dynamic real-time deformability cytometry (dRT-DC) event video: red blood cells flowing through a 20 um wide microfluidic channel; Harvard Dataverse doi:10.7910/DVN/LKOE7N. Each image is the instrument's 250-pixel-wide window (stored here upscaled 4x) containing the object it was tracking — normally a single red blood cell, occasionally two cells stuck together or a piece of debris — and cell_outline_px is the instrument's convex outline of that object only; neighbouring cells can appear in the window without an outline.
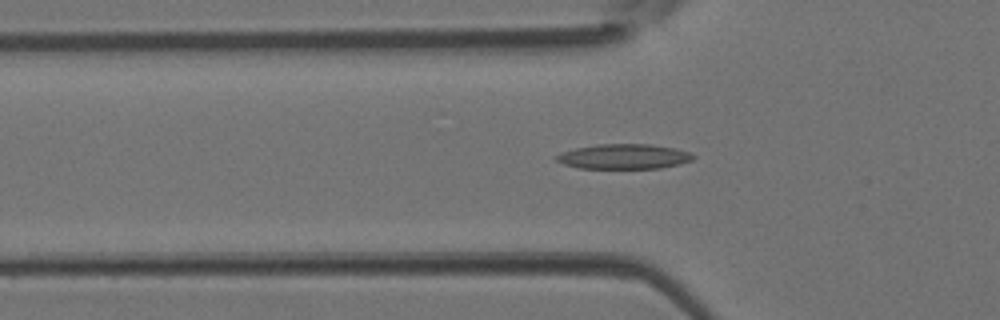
{"species": "Egyptian fruit bat (a non-hibernating species)", "species_latin": "Rousettus aegyptiacus", "temperature_condition": "room temperature", "stored_images_in_passage": 25, "camera_frame_rate_fps": 3000, "um_per_image_px": 0.085, "animal": {"sex": "female"}, "frame": {"image": 1, "passage_image": 11, "time_ms": 3.333, "image_size_px": [1000, 320], "cell_outline_px": [[696, 156], [692, 160], [680, 164], [660, 168], [576, 168], [564, 164], [556, 160], [556, 156], [560, 152], [576, 148], [596, 144], [652, 144], [676, 148], [688, 152]], "centroid_in_image_um": [53.03, 13.3], "position_along_channel_um": 72.8, "area_um2": 19.94}}
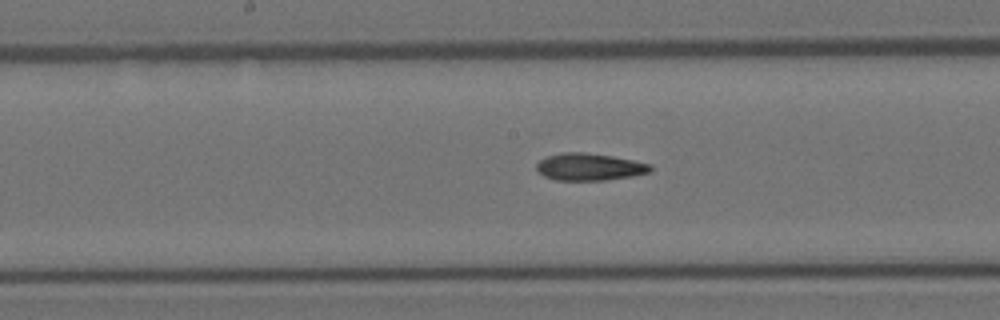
{"frame": {"image": 2, "passage_image": 19, "time_ms": 6.0, "image_size_px": [1000, 320], "cell_outline_px": [[652, 172], [632, 176], [604, 180], [556, 180], [544, 176], [536, 172], [536, 164], [540, 160], [548, 156], [564, 152], [584, 152], [612, 156], [652, 164]], "centroid_in_image_um": [50.1, 14.19], "position_along_channel_um": 198.1, "area_um2": 18.09}}
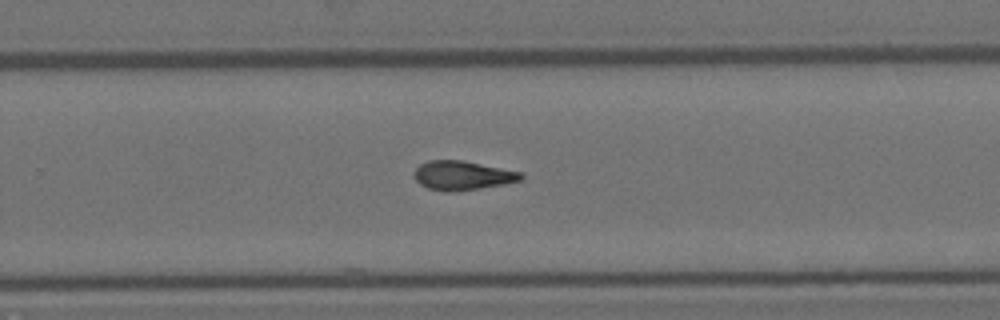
{"frame": {"image": 3, "passage_image": 25, "time_ms": 8.0, "image_size_px": [1000, 320], "cell_outline_px": [[524, 176], [520, 180], [504, 184], [456, 192], [448, 192], [428, 188], [420, 184], [416, 180], [416, 168], [420, 164], [428, 160], [460, 160], [524, 172]], "centroid_in_image_um": [39.34, 14.92], "position_along_channel_um": 290.5, "area_um2": 18.03}}